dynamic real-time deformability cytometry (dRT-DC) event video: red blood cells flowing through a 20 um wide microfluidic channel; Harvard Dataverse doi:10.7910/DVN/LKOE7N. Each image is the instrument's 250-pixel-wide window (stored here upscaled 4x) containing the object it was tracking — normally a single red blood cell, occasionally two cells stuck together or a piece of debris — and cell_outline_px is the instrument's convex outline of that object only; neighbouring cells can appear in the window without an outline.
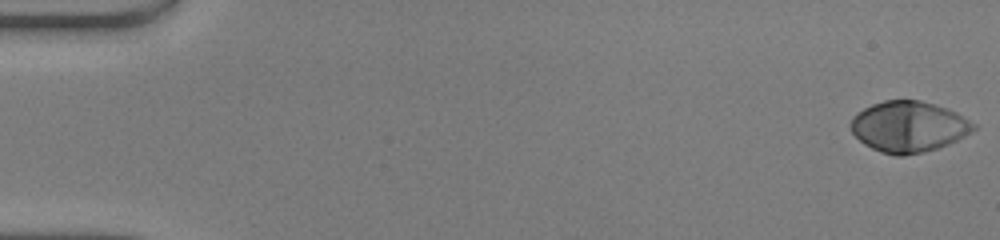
{"species": "human", "species_latin": "Homo sapiens", "temperature_condition": "warm", "stored_images_in_passage": 50, "camera_frame_rate_fps": 3000, "um_per_image_px": 0.085, "donor": {"sex": "male"}, "frame": {"image": 1, "passage_image": 1, "time_ms": 0.0, "image_size_px": [1000, 240], "cell_outline_px": [[976, 128], [972, 132], [948, 144], [924, 152], [904, 156], [896, 156], [880, 152], [864, 144], [852, 132], [848, 124], [852, 116], [856, 112], [872, 104], [884, 100], [920, 100], [956, 112], [976, 124]], "centroid_in_image_um": [77.19, 10.77], "position_along_channel_um": 7.8, "area_um2": 36.47}}
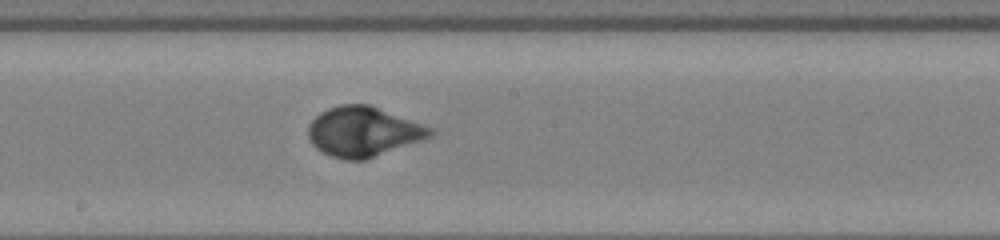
{"frame": {"image": 2, "passage_image": 28, "time_ms": 9.0, "image_size_px": [1000, 240], "cell_outline_px": [[436, 136], [364, 160], [344, 160], [332, 156], [316, 148], [312, 144], [308, 136], [308, 124], [320, 112], [328, 108], [340, 104], [368, 104], [436, 128]], "centroid_in_image_um": [30.94, 11.19], "position_along_channel_um": 217.3, "area_um2": 35.84}}
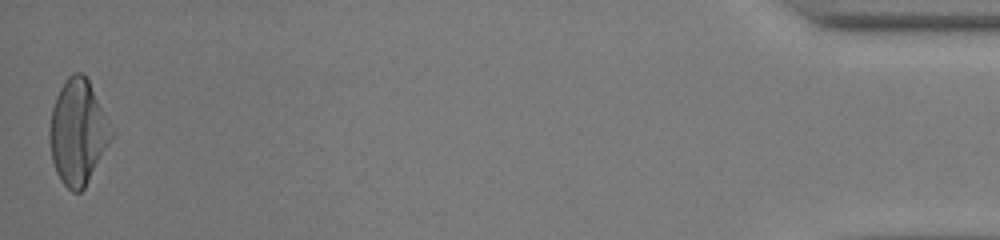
{"frame": {"image": 3, "passage_image": 50, "time_ms": 16.333, "image_size_px": [1000, 240], "cell_outline_px": [[116, 132], [84, 188], [80, 192], [72, 192], [60, 180], [56, 172], [52, 160], [48, 136], [48, 128], [52, 108], [56, 96], [60, 88], [68, 76], [72, 72], [80, 72], [88, 80]], "centroid_in_image_um": [6.62, 11.23], "position_along_channel_um": 428.6, "area_um2": 37.97}, "authors_computed_cell_mechanics": {"area_um2": 35.0557, "velocity_mm_per_s": 4.1422, "shape_relaxation_time_tau1_ms": 3.1624, "shape_relaxation_time_tau2_ms": null, "deformation_change_tau1": 0.2136, "deformation_change_tau2": null}}